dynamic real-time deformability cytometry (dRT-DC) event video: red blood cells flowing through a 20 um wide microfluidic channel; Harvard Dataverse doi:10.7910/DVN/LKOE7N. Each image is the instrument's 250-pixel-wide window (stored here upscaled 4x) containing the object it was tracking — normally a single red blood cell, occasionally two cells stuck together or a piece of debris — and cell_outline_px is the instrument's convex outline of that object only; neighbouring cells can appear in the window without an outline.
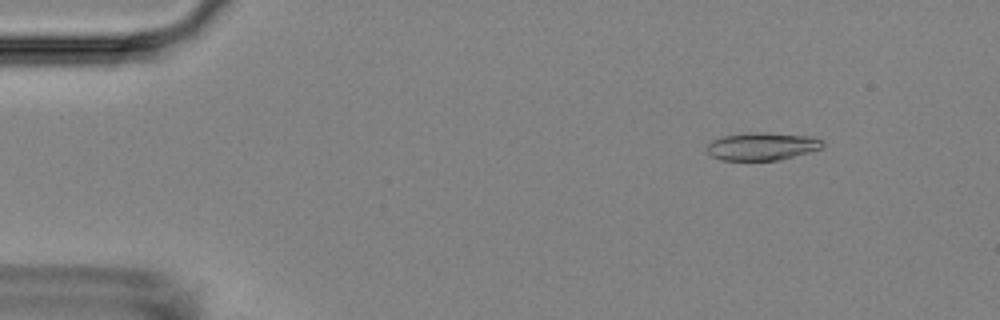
{"species": "Egyptian fruit bat (a non-hibernating species)", "species_latin": "Rousettus aegyptiacus", "temperature_condition": "room temperature", "stored_images_in_passage": 5, "camera_frame_rate_fps": 3000, "um_per_image_px": 0.085, "animal": {"sex": "female"}, "frame": {"image": 1, "passage_image": 2, "time_ms": 1.0, "image_size_px": [1000, 320], "cell_outline_px": [[824, 144], [820, 148], [808, 152], [776, 160], [720, 160], [712, 156], [708, 152], [708, 144], [712, 140], [724, 136], [748, 132], [812, 136], [820, 140]], "centroid_in_image_um": [64.73, 12.44], "position_along_channel_um": 20.3, "area_um2": 18.26}}
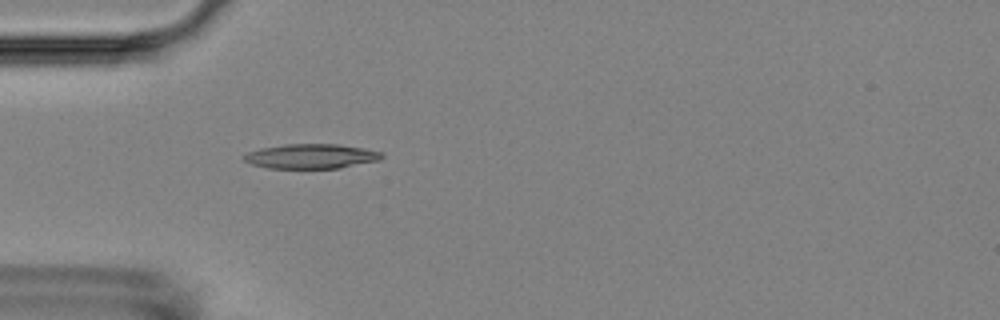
{"frame": {"image": 2, "passage_image": 5, "time_ms": 4.333, "image_size_px": [1000, 320], "cell_outline_px": [[384, 156], [380, 160], [340, 168], [268, 168], [252, 164], [244, 160], [240, 156], [248, 152], [260, 148], [284, 144], [336, 144], [364, 148], [384, 152]], "centroid_in_image_um": [26.46, 13.28], "position_along_channel_um": 58.5, "area_um2": 19.94}}